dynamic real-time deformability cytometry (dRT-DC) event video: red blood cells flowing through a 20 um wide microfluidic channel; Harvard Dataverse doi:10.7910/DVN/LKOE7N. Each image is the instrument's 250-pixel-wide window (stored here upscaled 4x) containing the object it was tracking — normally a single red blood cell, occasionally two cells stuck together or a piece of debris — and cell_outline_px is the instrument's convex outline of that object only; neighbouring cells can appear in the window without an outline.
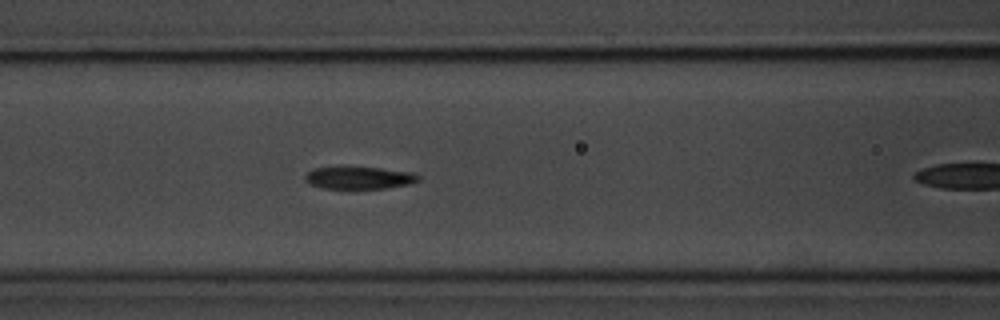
{"species": "common noctule bat (a hibernating species)", "species_latin": "Nyctalus noctula", "temperature_condition": "room temperature", "stored_images_in_passage": 16, "camera_frame_rate_fps": 3000, "um_per_image_px": 0.085, "animal": {"sex": "male", "body_mass_g": 20.1, "forearm_length_mm": 53.5}, "frame": {"image": 1, "passage_image": 12, "time_ms": 3.667, "image_size_px": [1000, 320], "cell_outline_px": [[420, 180], [408, 184], [384, 188], [348, 192], [320, 188], [308, 184], [304, 180], [304, 176], [312, 168], [344, 164], [380, 168], [412, 172], [420, 176]], "centroid_in_image_um": [30.39, 15.12], "position_along_channel_um": 136.2, "area_um2": 16.42}}